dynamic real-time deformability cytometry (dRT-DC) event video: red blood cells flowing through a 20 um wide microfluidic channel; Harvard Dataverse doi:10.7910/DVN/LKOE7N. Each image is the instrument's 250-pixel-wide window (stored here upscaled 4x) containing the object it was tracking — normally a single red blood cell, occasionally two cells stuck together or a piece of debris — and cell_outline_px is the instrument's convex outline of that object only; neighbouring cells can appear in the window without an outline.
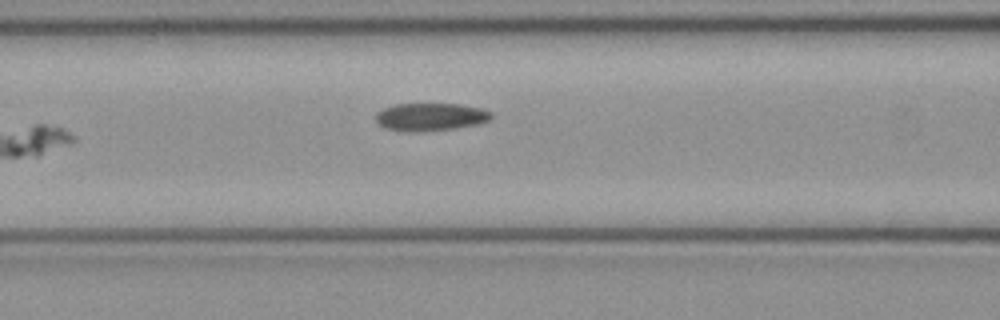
{"species": "common noctule bat (a hibernating species)", "species_latin": "Nyctalus noctula", "temperature_condition": "cold", "stored_images_in_passage": 7, "camera_frame_rate_fps": 3000, "um_per_image_px": 0.085, "animal": {"sex": "female", "body_mass_g": 21.9}, "frame": {"image": 1, "passage_image": 7, "time_ms": 2.0, "image_size_px": [1000, 320], "cell_outline_px": [[492, 116], [488, 120], [480, 124], [456, 128], [416, 132], [404, 132], [384, 128], [376, 120], [376, 112], [384, 108], [396, 104], [460, 104], [484, 108], [492, 112]], "centroid_in_image_um": [36.61, 9.94], "position_along_channel_um": 130.0, "area_um2": 18.9}}